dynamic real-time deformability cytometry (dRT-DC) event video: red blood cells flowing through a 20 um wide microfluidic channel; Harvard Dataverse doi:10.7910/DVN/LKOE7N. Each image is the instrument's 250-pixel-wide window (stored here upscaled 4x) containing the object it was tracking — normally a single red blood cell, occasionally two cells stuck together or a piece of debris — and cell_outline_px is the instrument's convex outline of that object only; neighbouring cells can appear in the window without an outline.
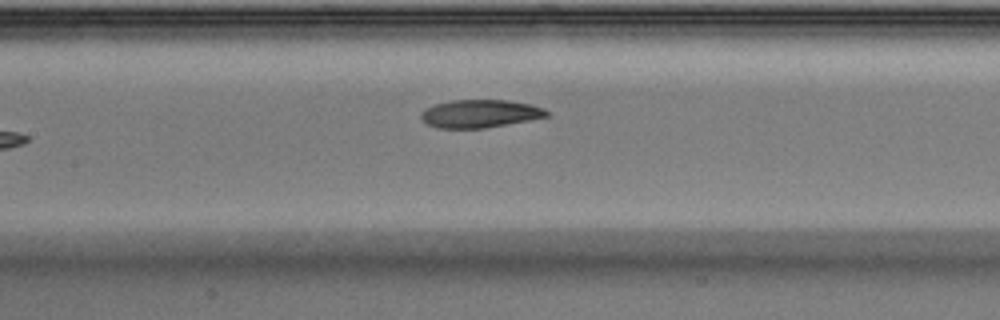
{"species": "Egyptian fruit bat (a non-hibernating species)", "species_latin": "Rousettus aegyptiacus", "temperature_condition": "warm", "stored_images_in_passage": 7, "camera_frame_rate_fps": 3000, "um_per_image_px": 0.085, "animal": {"sex": "male"}, "frame": {"image": 1, "passage_image": 7, "time_ms": 2.0, "image_size_px": [1000, 320], "cell_outline_px": [[548, 116], [528, 120], [484, 128], [436, 128], [420, 120], [420, 112], [424, 108], [436, 104], [452, 100], [508, 100], [532, 104], [544, 108], [548, 112]], "centroid_in_image_um": [40.75, 9.65], "position_along_channel_um": 166.6, "area_um2": 20.52}}